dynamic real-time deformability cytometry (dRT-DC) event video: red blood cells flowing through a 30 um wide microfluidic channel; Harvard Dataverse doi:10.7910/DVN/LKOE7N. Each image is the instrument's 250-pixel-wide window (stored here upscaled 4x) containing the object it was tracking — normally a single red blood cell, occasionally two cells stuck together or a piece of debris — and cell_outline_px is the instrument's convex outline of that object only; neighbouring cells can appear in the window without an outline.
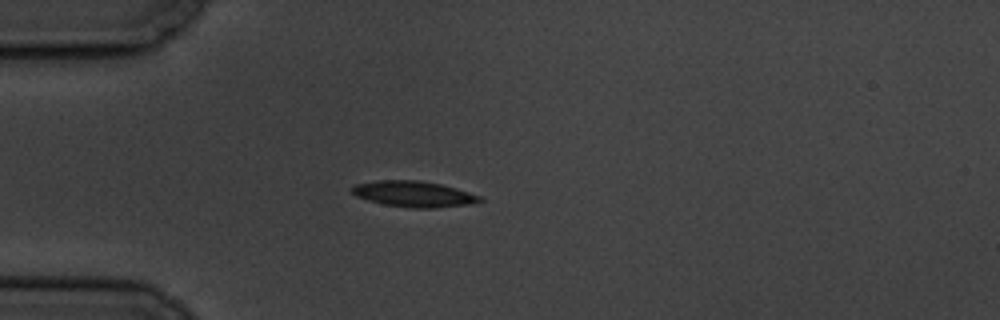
{"species": "common noctule bat (a hibernating species)", "species_latin": "Nyctalus noctula", "temperature_condition": "cold", "stored_images_in_passage": 11, "camera_frame_rate_fps": 3000, "um_per_image_px": 0.085, "animal": {"sex": "male", "body_mass_g": 19.5, "forearm_length_mm": 54.6}, "frame": {"image": 1, "passage_image": 3, "time_ms": 3.333, "image_size_px": [1000, 320], "cell_outline_px": [[484, 200], [468, 204], [436, 208], [412, 208], [384, 204], [368, 200], [356, 196], [348, 188], [356, 184], [376, 180], [420, 180], [440, 184], [456, 188], [480, 196]], "centroid_in_image_um": [35.13, 16.48], "position_along_channel_um": 49.9, "area_um2": 19.25}}
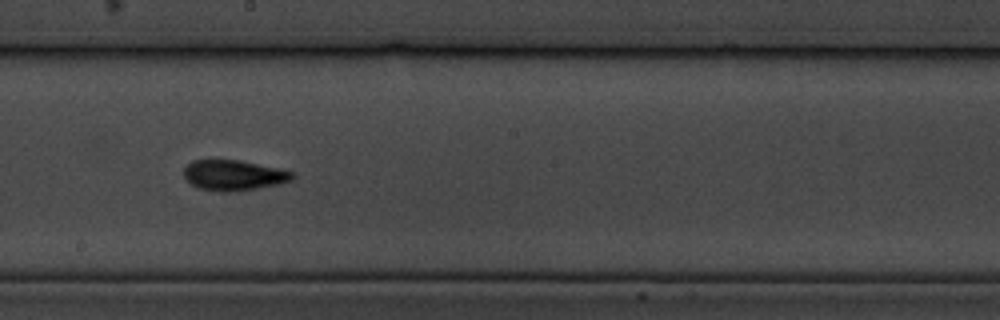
{"frame": {"image": 2, "passage_image": 8, "time_ms": 9.0, "image_size_px": [1000, 320], "cell_outline_px": [[296, 176], [292, 180], [280, 184], [236, 192], [220, 192], [196, 188], [184, 176], [184, 168], [192, 160], [240, 160], [296, 172]], "centroid_in_image_um": [19.89, 14.91], "position_along_channel_um": 228.3, "area_um2": 19.48}}
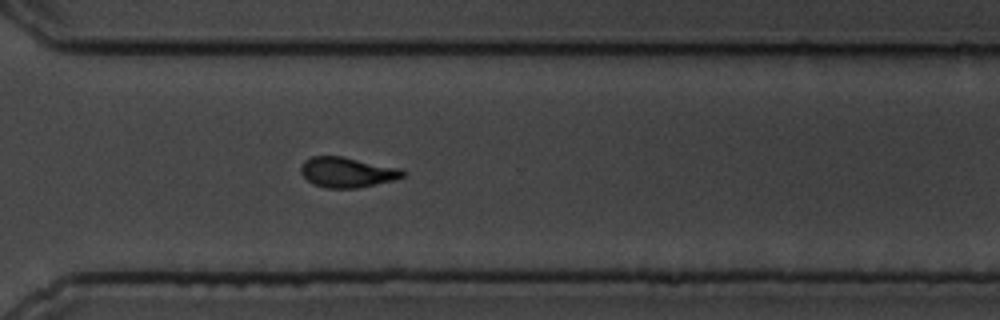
{"frame": {"image": 3, "passage_image": 11, "time_ms": 12.333, "image_size_px": [1000, 320], "cell_outline_px": [[408, 172], [404, 176], [392, 180], [356, 188], [328, 188], [312, 184], [300, 172], [300, 168], [304, 160], [312, 156], [340, 156], [400, 168]], "centroid_in_image_um": [29.49, 14.64], "position_along_channel_um": 341.1, "area_um2": 17.8}}